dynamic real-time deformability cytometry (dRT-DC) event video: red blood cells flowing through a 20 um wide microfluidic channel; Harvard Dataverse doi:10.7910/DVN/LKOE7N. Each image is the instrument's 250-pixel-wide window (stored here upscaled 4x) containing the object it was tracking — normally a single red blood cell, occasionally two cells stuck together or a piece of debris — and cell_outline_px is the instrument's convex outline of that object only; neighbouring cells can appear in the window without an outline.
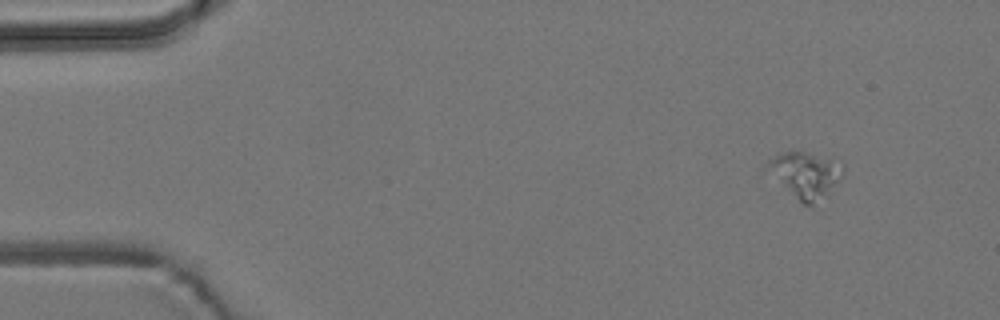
{"species": "common noctule bat (a hibernating species)", "species_latin": "Nyctalus noctula", "temperature_condition": "room temperature", "stored_images_in_passage": 4, "camera_frame_rate_fps": 3000, "um_per_image_px": 0.085, "animal": {"sex": "male", "body_mass_g": 19.2, "forearm_length_mm": 51.8}, "frame": {"image": 1, "passage_image": 1, "time_ms": 0.0, "image_size_px": [1000, 320], "cell_outline_px": [[844, 176], [840, 180], [812, 204], [804, 204], [764, 168], [768, 160], [780, 152], [800, 152], [844, 164]], "centroid_in_image_um": [68.44, 14.82], "position_along_channel_um": 16.6, "area_um2": 19.07}}